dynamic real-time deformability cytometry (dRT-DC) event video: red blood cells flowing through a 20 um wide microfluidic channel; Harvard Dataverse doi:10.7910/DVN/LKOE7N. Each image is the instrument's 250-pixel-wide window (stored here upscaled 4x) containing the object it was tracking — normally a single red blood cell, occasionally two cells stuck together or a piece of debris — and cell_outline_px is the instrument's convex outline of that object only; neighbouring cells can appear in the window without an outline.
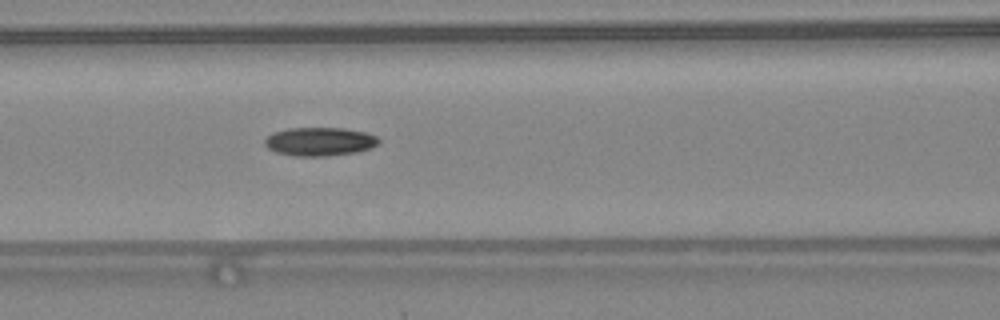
{"species": "common noctule bat (a hibernating species)", "species_latin": "Nyctalus noctula", "temperature_condition": "warm", "stored_images_in_passage": 49, "camera_frame_rate_fps": 3000, "um_per_image_px": 0.085, "animal": {"sex": "female", "body_mass_g": 24.6, "forearm_length_mm": 56.2}, "frame": {"image": 1, "passage_image": 22, "time_ms": 7.0, "image_size_px": [1000, 320], "cell_outline_px": [[380, 140], [372, 148], [356, 152], [328, 156], [296, 156], [276, 152], [268, 148], [264, 144], [264, 140], [272, 132], [288, 128], [344, 128], [368, 132], [376, 136]], "centroid_in_image_um": [27.18, 12.03], "position_along_channel_um": 139.4, "area_um2": 19.07}}